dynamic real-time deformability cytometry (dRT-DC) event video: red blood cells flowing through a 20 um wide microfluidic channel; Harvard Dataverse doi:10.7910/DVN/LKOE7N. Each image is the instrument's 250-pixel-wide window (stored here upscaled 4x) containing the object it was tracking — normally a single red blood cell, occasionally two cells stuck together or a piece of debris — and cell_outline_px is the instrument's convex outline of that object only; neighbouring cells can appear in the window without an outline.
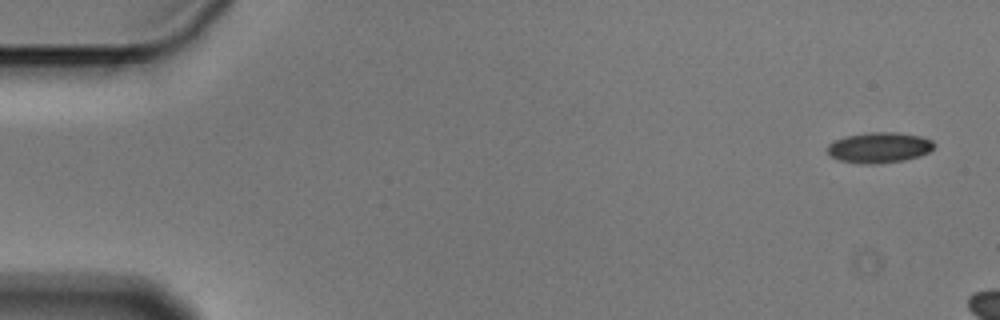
{"species": "Egyptian fruit bat (a non-hibernating species)", "species_latin": "Rousettus aegyptiacus", "temperature_condition": "cold", "stored_images_in_passage": 3, "camera_frame_rate_fps": 3000, "um_per_image_px": 0.085, "animal": {"sex": "male"}, "frame": {"image": 1, "passage_image": 1, "time_ms": 0.0, "image_size_px": [1000, 320], "cell_outline_px": [[936, 144], [928, 152], [920, 156], [904, 160], [880, 164], [860, 164], [836, 160], [828, 152], [828, 144], [836, 140], [848, 136], [872, 132], [896, 132], [920, 136], [932, 140]], "centroid_in_image_um": [74.75, 12.56], "position_along_channel_um": 10.3, "area_um2": 19.02}}